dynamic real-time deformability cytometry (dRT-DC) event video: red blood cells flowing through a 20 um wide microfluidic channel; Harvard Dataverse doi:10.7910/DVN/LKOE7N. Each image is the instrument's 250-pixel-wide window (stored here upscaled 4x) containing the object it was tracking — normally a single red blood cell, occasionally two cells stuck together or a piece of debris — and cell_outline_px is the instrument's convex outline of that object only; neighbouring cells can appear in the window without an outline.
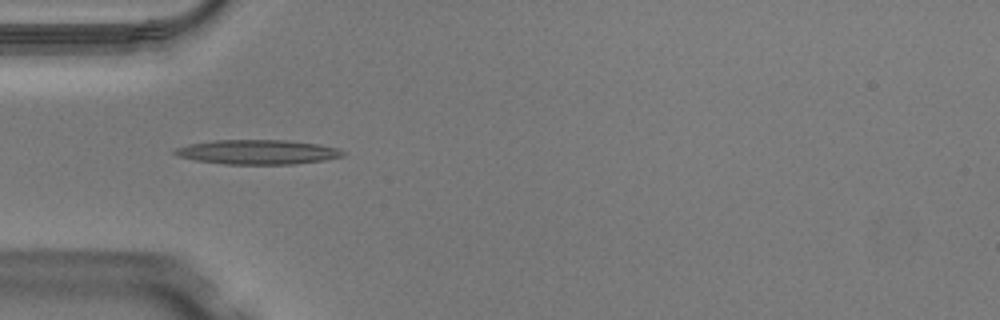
{"species": "Egyptian fruit bat (a non-hibernating species)", "species_latin": "Rousettus aegyptiacus", "temperature_condition": "warm", "stored_images_in_passage": 39, "camera_frame_rate_fps": 3000, "um_per_image_px": 0.085, "animal": {"sex": "male"}, "frame": {"image": 1, "passage_image": 5, "time_ms": 1.333, "image_size_px": [1000, 320], "cell_outline_px": [[348, 152], [344, 156], [324, 160], [292, 164], [224, 164], [196, 160], [176, 156], [172, 152], [176, 148], [188, 144], [216, 140], [288, 140], [320, 144], [340, 148]], "centroid_in_image_um": [21.94, 12.92], "position_along_channel_um": 63.1, "area_um2": 24.22}}
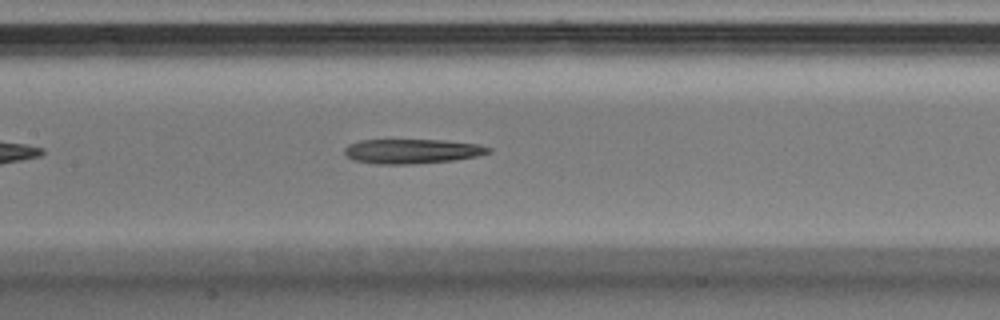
{"frame": {"image": 2, "passage_image": 13, "time_ms": 4.0, "image_size_px": [1000, 320], "cell_outline_px": [[492, 152], [476, 156], [456, 160], [412, 164], [376, 164], [352, 160], [344, 152], [344, 148], [348, 144], [360, 140], [444, 140], [480, 144], [492, 148]], "centroid_in_image_um": [35.04, 12.85], "position_along_channel_um": 172.4, "area_um2": 20.81}}
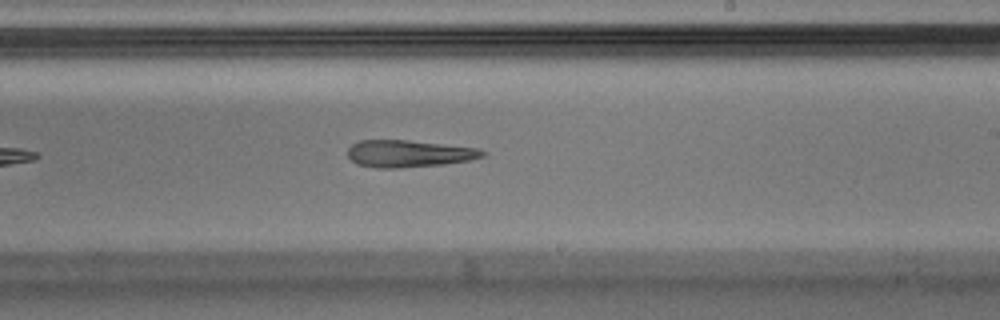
{"frame": {"image": 3, "passage_image": 19, "time_ms": 6.0, "image_size_px": [1000, 320], "cell_outline_px": [[488, 152], [484, 156], [468, 160], [444, 164], [400, 168], [376, 168], [356, 164], [348, 156], [348, 148], [352, 144], [360, 140], [408, 140], [480, 148]], "centroid_in_image_um": [34.76, 13.06], "position_along_channel_um": 254.2, "area_um2": 21.39}}